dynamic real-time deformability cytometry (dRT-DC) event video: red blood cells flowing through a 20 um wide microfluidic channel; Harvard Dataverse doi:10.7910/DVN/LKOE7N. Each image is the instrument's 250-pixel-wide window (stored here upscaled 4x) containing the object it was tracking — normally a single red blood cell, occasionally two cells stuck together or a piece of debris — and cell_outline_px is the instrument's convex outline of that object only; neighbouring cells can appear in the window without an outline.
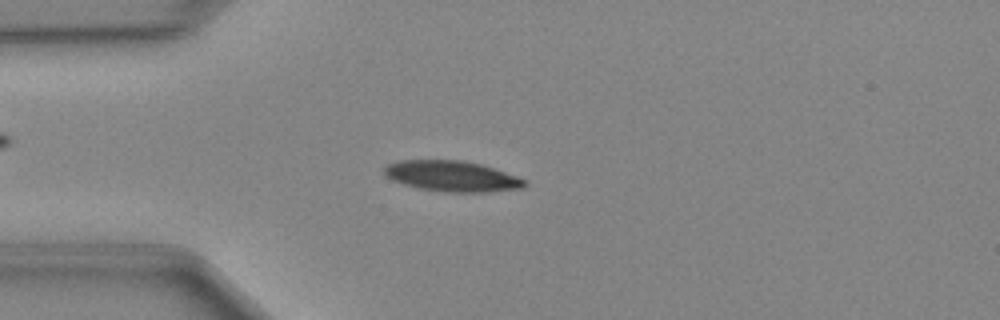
{"species": "Egyptian fruit bat (a non-hibernating species)", "species_latin": "Rousettus aegyptiacus", "temperature_condition": "cold", "stored_images_in_passage": 48, "camera_frame_rate_fps": 3000, "um_per_image_px": 0.085, "animal": {"sex": "female"}, "frame": {"image": 1, "passage_image": 12, "time_ms": 3.667, "image_size_px": [1000, 320], "cell_outline_px": [[528, 184], [524, 188], [484, 192], [448, 192], [420, 188], [404, 184], [392, 180], [384, 172], [384, 168], [388, 164], [396, 160], [464, 160], [480, 164], [528, 180]], "centroid_in_image_um": [38.44, 14.97], "position_along_channel_um": 46.6, "area_um2": 24.97}}
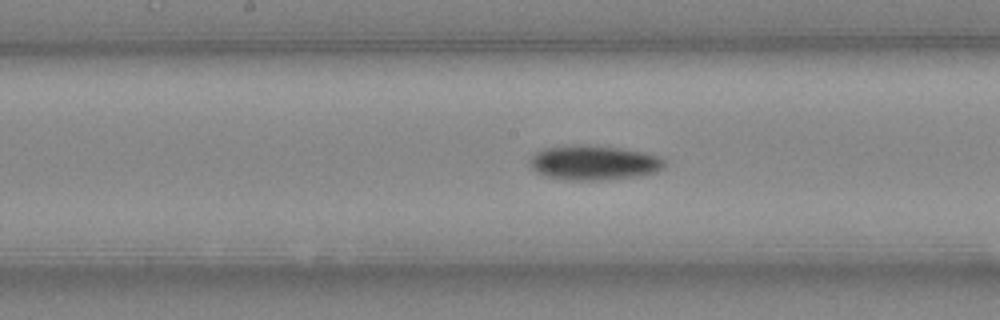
{"frame": {"image": 2, "passage_image": 24, "time_ms": 7.667, "image_size_px": [1000, 320], "cell_outline_px": [[664, 168], [656, 172], [640, 176], [600, 180], [568, 180], [548, 176], [536, 172], [528, 164], [528, 160], [536, 152], [544, 148], [572, 144], [580, 144], [620, 148], [644, 152], [660, 156], [664, 160]], "centroid_in_image_um": [50.47, 13.82], "position_along_channel_um": 197.7, "area_um2": 27.4}}
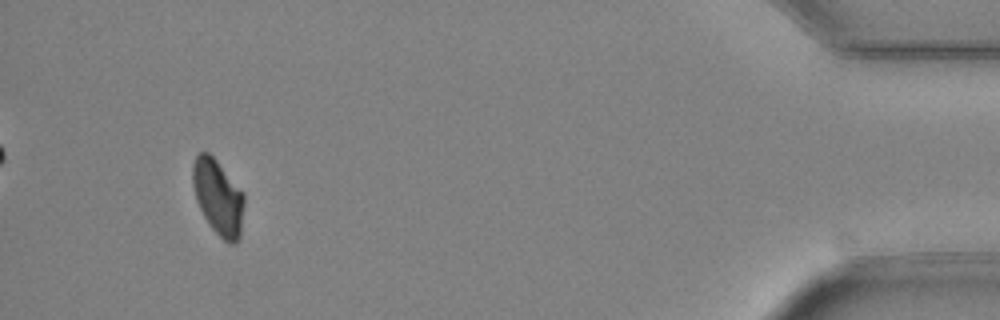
{"frame": {"image": 3, "passage_image": 45, "time_ms": 14.667, "image_size_px": [1000, 320], "cell_outline_px": [[244, 204], [240, 236], [236, 244], [228, 244], [212, 228], [204, 216], [196, 200], [192, 184], [192, 164], [196, 156], [200, 152], [208, 152], [216, 160], [244, 192]], "centroid_in_image_um": [18.54, 16.76], "position_along_channel_um": 416.7, "area_um2": 22.6}}